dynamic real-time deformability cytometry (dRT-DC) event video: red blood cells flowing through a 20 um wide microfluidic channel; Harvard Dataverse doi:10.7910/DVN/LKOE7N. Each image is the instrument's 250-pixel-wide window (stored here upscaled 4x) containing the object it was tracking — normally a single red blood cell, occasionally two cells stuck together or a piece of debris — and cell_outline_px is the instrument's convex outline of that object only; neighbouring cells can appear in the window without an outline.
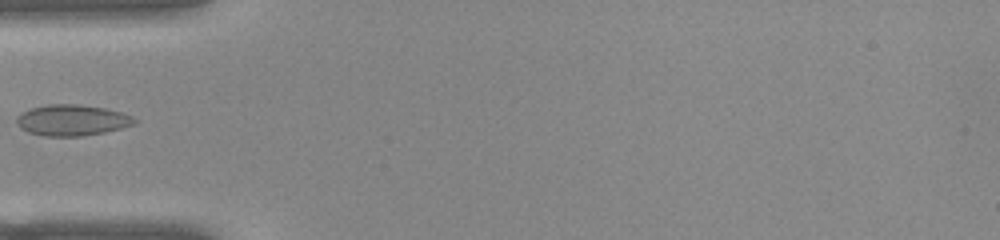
{"species": "common noctule bat (a hibernating species)", "species_latin": "Nyctalus noctula", "temperature_condition": "warm", "stored_images_in_passage": 36, "camera_frame_rate_fps": 3000, "um_per_image_px": 0.085, "animal": {"sex": "female", "body_mass_g": 22.0, "forearm_length_mm": 56.7}, "frame": {"image": 1, "passage_image": 1, "time_ms": 0.0, "image_size_px": [1000, 240], "cell_outline_px": [[136, 120], [132, 124], [120, 128], [104, 132], [84, 136], [44, 136], [28, 132], [20, 128], [16, 120], [16, 116], [20, 112], [32, 108], [48, 104], [80, 104], [104, 108], [120, 112], [132, 116]], "centroid_in_image_um": [6.07, 10.21], "position_along_channel_um": 78.9, "area_um2": 21.21}}
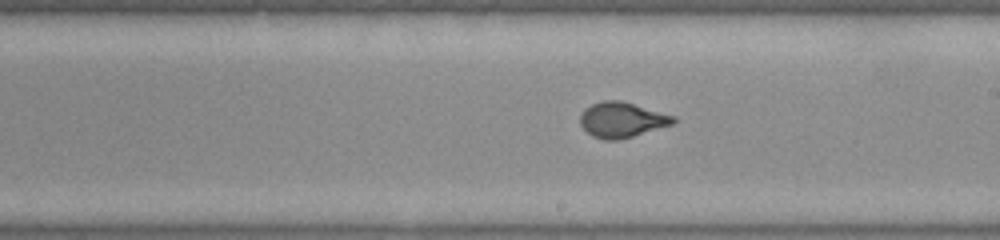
{"frame": {"image": 2, "passage_image": 13, "time_ms": 4.0, "image_size_px": [1000, 240], "cell_outline_px": [[676, 120], [672, 124], [620, 140], [604, 140], [592, 136], [580, 124], [580, 116], [584, 108], [592, 104], [604, 100], [620, 100], [676, 116]], "centroid_in_image_um": [52.84, 10.18], "position_along_channel_um": 236.2, "area_um2": 19.07}}
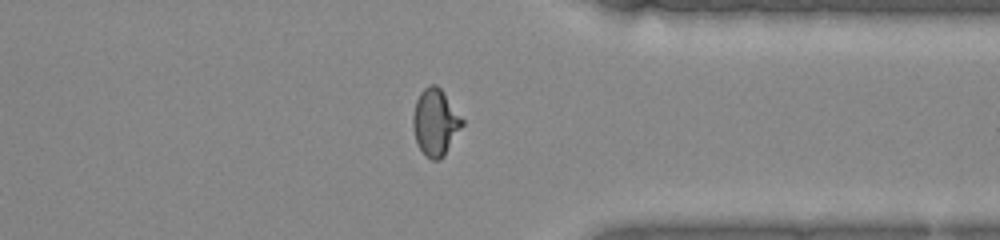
{"frame": {"image": 3, "passage_image": 24, "time_ms": 7.667, "image_size_px": [1000, 240], "cell_outline_px": [[464, 124], [444, 156], [440, 160], [432, 160], [424, 156], [416, 144], [412, 128], [412, 116], [416, 100], [420, 92], [424, 88], [432, 84], [436, 84], [440, 88], [464, 120]], "centroid_in_image_um": [36.98, 10.43], "position_along_channel_um": 374.4, "area_um2": 19.36}}